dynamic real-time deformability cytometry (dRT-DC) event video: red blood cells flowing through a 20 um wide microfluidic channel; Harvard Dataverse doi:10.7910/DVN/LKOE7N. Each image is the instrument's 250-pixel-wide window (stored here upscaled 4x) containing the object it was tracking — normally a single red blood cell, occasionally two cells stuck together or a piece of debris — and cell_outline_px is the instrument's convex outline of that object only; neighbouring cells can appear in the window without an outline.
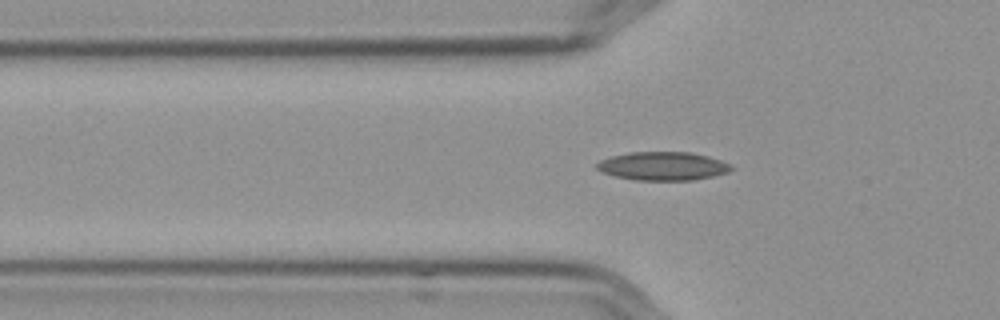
{"species": "Egyptian fruit bat (a non-hibernating species)", "species_latin": "Rousettus aegyptiacus", "temperature_condition": "cold", "stored_images_in_passage": 54, "camera_frame_rate_fps": 3000, "um_per_image_px": 0.085, "frame": {"image": 1, "passage_image": 15, "time_ms": 4.667, "image_size_px": [1000, 320], "cell_outline_px": [[732, 168], [728, 172], [712, 176], [692, 180], [636, 180], [616, 176], [604, 172], [596, 168], [596, 164], [600, 160], [612, 156], [628, 152], [692, 152], [708, 156], [720, 160], [728, 164]], "centroid_in_image_um": [56.33, 14.11], "position_along_channel_um": 69.5, "area_um2": 22.08}}
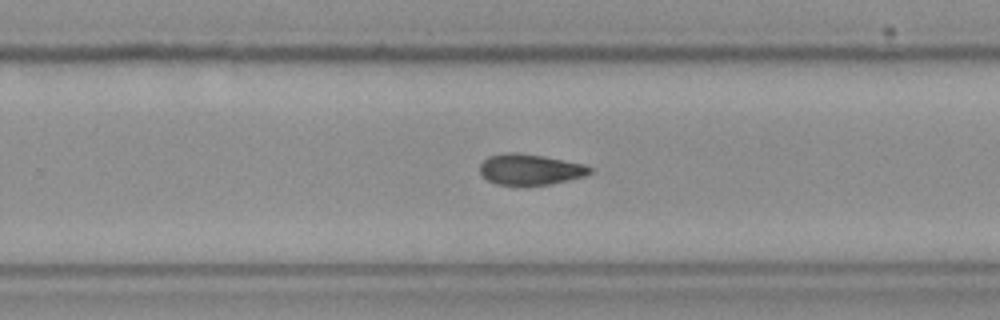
{"frame": {"image": 2, "passage_image": 33, "time_ms": 10.667, "image_size_px": [1000, 320], "cell_outline_px": [[592, 172], [584, 176], [548, 184], [496, 184], [488, 180], [480, 172], [480, 164], [488, 156], [504, 152], [516, 152], [544, 156], [584, 164], [592, 168]], "centroid_in_image_um": [45.05, 14.37], "position_along_channel_um": 284.8, "area_um2": 19.48}}
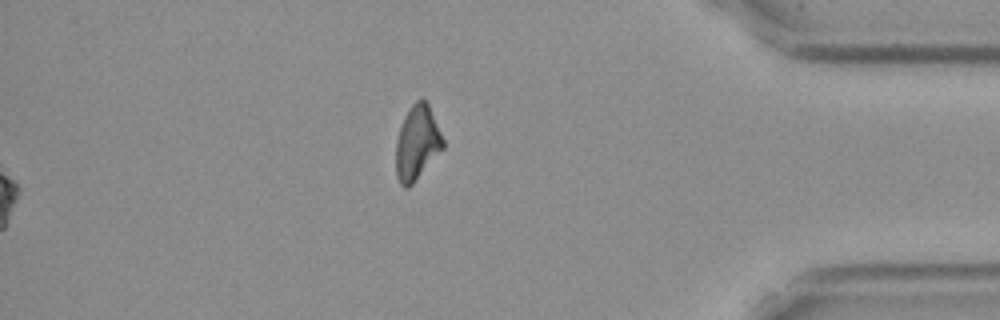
{"frame": {"image": 3, "passage_image": 54, "time_ms": 17.667, "image_size_px": [1000, 320], "cell_outline_px": [[444, 148], [412, 184], [408, 188], [404, 188], [400, 184], [396, 176], [396, 140], [404, 116], [408, 108], [420, 96], [424, 96], [428, 104], [444, 140]], "centroid_in_image_um": [35.44, 12.12], "position_along_channel_um": 399.8, "area_um2": 20.52}, "authors_computed_cell_mechanics": {"area_um2": 20.2589, "velocity_mm_per_s": 3.5868, "shape_relaxation_time_tau1_ms": null, "shape_relaxation_time_tau2_ms": 9.7656, "deformation_change_tau1": null, "deformation_change_tau2": 0.1462}}